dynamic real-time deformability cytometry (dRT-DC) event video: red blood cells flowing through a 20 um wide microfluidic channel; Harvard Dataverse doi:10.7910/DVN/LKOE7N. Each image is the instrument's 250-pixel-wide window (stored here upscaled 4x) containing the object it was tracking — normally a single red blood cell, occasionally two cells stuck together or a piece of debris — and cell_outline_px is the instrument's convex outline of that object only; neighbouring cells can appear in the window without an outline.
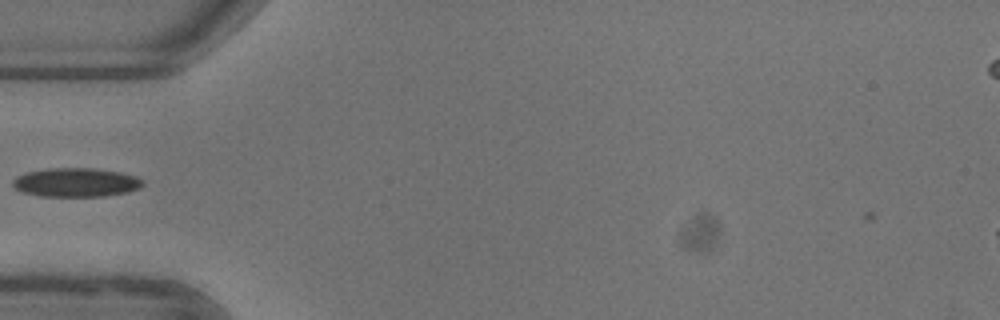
{"species": "common noctule bat (a hibernating species)", "species_latin": "Nyctalus noctula", "temperature_condition": "warm", "stored_images_in_passage": 36, "camera_frame_rate_fps": 3000, "um_per_image_px": 0.085, "animal": {"sex": "female"}, "frame": {"image": 1, "passage_image": 1, "time_ms": 0.0, "image_size_px": [1000, 320], "cell_outline_px": [[144, 184], [140, 188], [128, 192], [104, 196], [40, 196], [24, 192], [16, 188], [12, 184], [12, 180], [16, 176], [28, 172], [48, 168], [92, 168], [120, 172], [136, 176], [144, 180]], "centroid_in_image_um": [6.49, 15.5], "position_along_channel_um": 78.5, "area_um2": 21.91}}
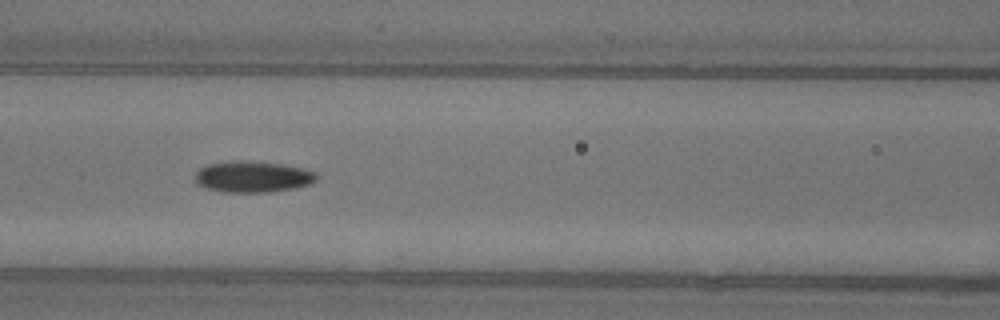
{"frame": {"image": 2, "passage_image": 6, "time_ms": 1.667, "image_size_px": [1000, 320], "cell_outline_px": [[316, 180], [308, 184], [292, 188], [268, 192], [224, 192], [204, 188], [196, 184], [196, 172], [200, 168], [208, 164], [228, 160], [248, 160], [284, 164], [316, 172]], "centroid_in_image_um": [21.42, 15.01], "position_along_channel_um": 145.2, "area_um2": 22.2}}